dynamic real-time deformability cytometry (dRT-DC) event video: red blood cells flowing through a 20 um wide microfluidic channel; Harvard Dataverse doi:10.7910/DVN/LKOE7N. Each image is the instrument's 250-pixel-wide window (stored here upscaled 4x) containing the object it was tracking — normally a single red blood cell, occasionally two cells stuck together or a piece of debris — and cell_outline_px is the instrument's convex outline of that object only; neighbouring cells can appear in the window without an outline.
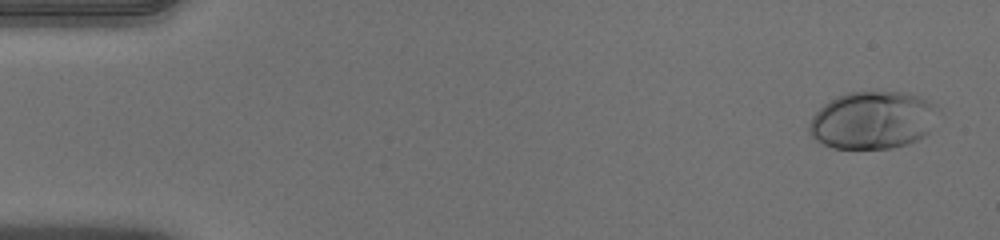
{"species": "human", "species_latin": "Homo sapiens", "temperature_condition": "warm", "stored_images_in_passage": 52, "camera_frame_rate_fps": 3000, "um_per_image_px": 0.085, "donor": {"sex": "male"}, "frame": {"image": 1, "passage_image": 3, "time_ms": 0.667, "image_size_px": [1000, 240], "cell_outline_px": [[936, 104], [928, 132], [924, 136], [908, 144], [892, 148], [832, 148], [816, 140], [808, 132], [808, 128], [812, 116], [828, 100], [836, 96], [848, 92], [904, 92], [920, 96]], "centroid_in_image_um": [74.12, 10.21], "position_along_channel_um": 10.9, "area_um2": 42.95}}
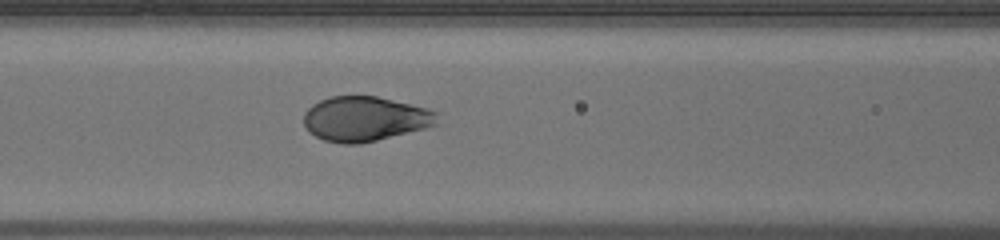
{"frame": {"image": 2, "passage_image": 23, "time_ms": 7.333, "image_size_px": [1000, 240], "cell_outline_px": [[436, 124], [424, 128], [360, 144], [344, 144], [324, 140], [308, 132], [304, 124], [304, 112], [312, 104], [320, 100], [332, 96], [376, 96], [428, 108], [436, 112]], "centroid_in_image_um": [30.97, 10.1], "position_along_channel_um": 135.6, "area_um2": 34.56}}
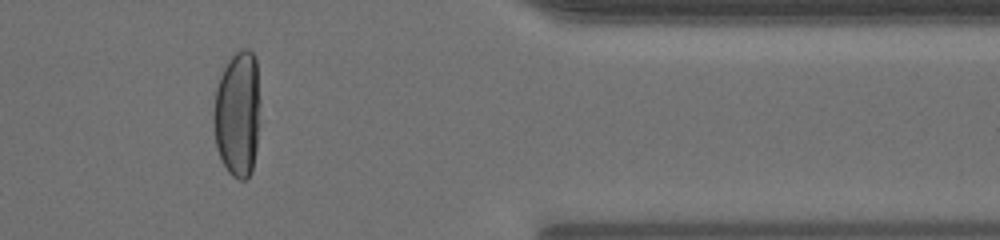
{"frame": {"image": 3, "passage_image": 44, "time_ms": 14.333, "image_size_px": [1000, 240], "cell_outline_px": [[260, 104], [256, 148], [252, 172], [248, 180], [240, 180], [232, 176], [228, 172], [216, 148], [212, 120], [212, 112], [216, 88], [220, 76], [228, 60], [236, 52], [244, 48], [248, 48], [256, 56], [260, 100]], "centroid_in_image_um": [20.19, 9.68], "position_along_channel_um": 391.2, "area_um2": 34.85}, "authors_computed_cell_mechanics": {"area_um2": 37.3099, "velocity_mm_per_s": 3.9411, "shape_relaxation_time_tau1_ms": 3.7434, "shape_relaxation_time_tau2_ms": null, "deformation_change_tau1": 0.2179, "deformation_change_tau2": null}}